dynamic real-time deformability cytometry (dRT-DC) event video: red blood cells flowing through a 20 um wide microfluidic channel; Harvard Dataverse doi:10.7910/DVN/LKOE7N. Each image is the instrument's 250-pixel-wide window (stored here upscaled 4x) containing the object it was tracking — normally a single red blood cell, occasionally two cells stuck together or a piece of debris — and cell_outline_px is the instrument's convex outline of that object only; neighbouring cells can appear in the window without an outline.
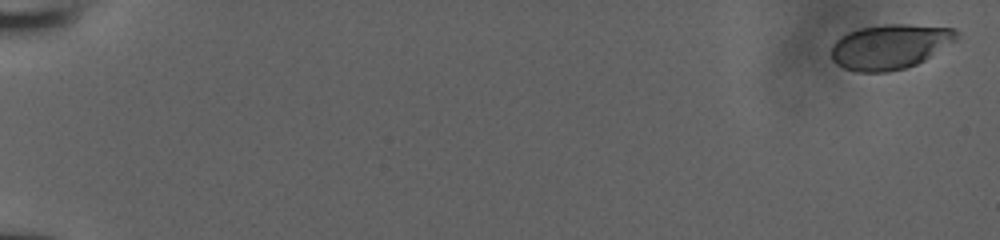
{"species": "human", "species_latin": "Homo sapiens", "temperature_condition": "room temperature", "stored_images_in_passage": 53, "camera_frame_rate_fps": 3000, "um_per_image_px": 0.085, "donor": {"sex": "male"}, "frame": {"image": 1, "passage_image": 1, "time_ms": 0.0, "image_size_px": [1000, 240], "cell_outline_px": [[960, 36], [956, 40], [924, 60], [916, 64], [904, 68], [888, 72], [856, 72], [844, 68], [836, 64], [832, 60], [832, 44], [840, 36], [848, 32], [860, 28], [884, 24], [908, 24], [956, 28], [960, 32]], "centroid_in_image_um": [75.65, 3.95], "position_along_channel_um": 9.3, "area_um2": 32.95}}
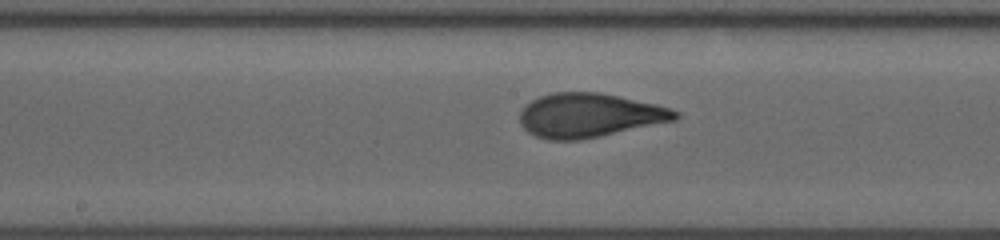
{"frame": {"image": 2, "passage_image": 30, "time_ms": 9.667, "image_size_px": [1000, 240], "cell_outline_px": [[680, 116], [676, 120], [580, 140], [548, 140], [536, 136], [528, 132], [520, 124], [520, 112], [524, 104], [540, 96], [552, 92], [600, 92], [620, 96], [656, 104], [672, 108], [680, 112]], "centroid_in_image_um": [50.09, 9.79], "position_along_channel_um": 198.1, "area_um2": 40.11}}
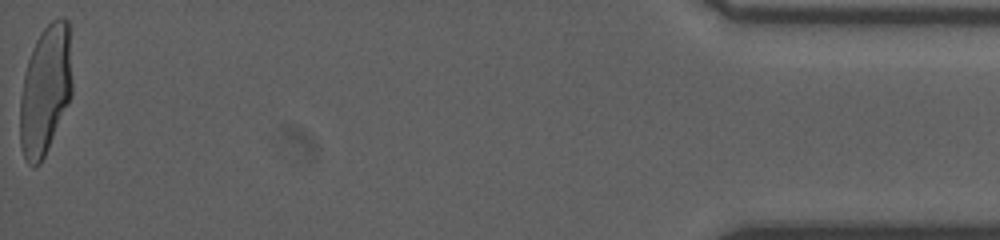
{"frame": {"image": 3, "passage_image": 53, "time_ms": 17.333, "image_size_px": [1000, 240], "cell_outline_px": [[72, 96], [48, 148], [40, 164], [28, 164], [24, 160], [20, 144], [20, 96], [24, 76], [28, 60], [32, 48], [40, 32], [52, 20], [68, 20], [72, 80]], "centroid_in_image_um": [3.85, 7.68], "position_along_channel_um": 431.4, "area_um2": 39.13}}